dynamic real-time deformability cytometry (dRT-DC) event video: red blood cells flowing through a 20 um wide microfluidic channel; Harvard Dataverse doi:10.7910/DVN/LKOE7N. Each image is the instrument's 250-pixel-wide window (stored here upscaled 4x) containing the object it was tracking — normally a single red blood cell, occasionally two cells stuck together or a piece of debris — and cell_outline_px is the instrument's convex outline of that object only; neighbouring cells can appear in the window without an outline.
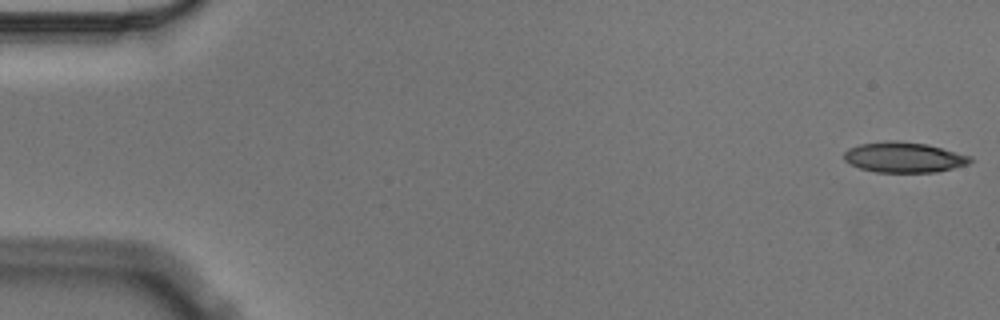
{"species": "Egyptian fruit bat (a non-hibernating species)", "species_latin": "Rousettus aegyptiacus", "temperature_condition": "cold", "stored_images_in_passage": 4, "camera_frame_rate_fps": 3000, "um_per_image_px": 0.085, "animal": {"sex": "male"}, "frame": {"image": 1, "passage_image": 1, "time_ms": 0.0, "image_size_px": [1000, 320], "cell_outline_px": [[972, 160], [968, 164], [936, 172], [876, 172], [860, 168], [844, 160], [844, 152], [848, 148], [860, 144], [888, 140], [896, 140], [928, 144], [972, 156]], "centroid_in_image_um": [76.84, 13.36], "position_along_channel_um": 8.2, "area_um2": 22.37}}